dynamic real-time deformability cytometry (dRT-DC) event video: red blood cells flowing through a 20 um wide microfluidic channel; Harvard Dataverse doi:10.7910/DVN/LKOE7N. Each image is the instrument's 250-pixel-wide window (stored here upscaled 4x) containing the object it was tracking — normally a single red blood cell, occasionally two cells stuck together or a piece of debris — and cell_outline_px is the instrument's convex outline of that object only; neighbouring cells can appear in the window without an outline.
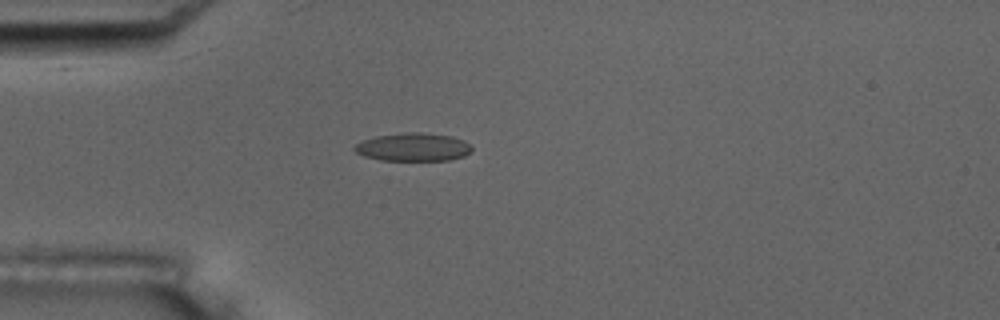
{"species": "common noctule bat (a hibernating species)", "species_latin": "Nyctalus noctula", "temperature_condition": "room temperature", "stored_images_in_passage": 6, "camera_frame_rate_fps": 3000, "um_per_image_px": 0.085, "animal": {"sex": "male", "body_mass_g": 17.5, "forearm_length_mm": 52.3}, "frame": {"image": 1, "passage_image": 5, "time_ms": 4.667, "image_size_px": [1000, 320], "cell_outline_px": [[472, 152], [464, 156], [448, 160], [380, 160], [364, 156], [356, 152], [352, 148], [356, 144], [364, 140], [376, 136], [408, 132], [420, 132], [452, 136], [464, 140], [472, 148]], "centroid_in_image_um": [35.13, 12.5], "position_along_channel_um": 49.9, "area_um2": 19.19}}